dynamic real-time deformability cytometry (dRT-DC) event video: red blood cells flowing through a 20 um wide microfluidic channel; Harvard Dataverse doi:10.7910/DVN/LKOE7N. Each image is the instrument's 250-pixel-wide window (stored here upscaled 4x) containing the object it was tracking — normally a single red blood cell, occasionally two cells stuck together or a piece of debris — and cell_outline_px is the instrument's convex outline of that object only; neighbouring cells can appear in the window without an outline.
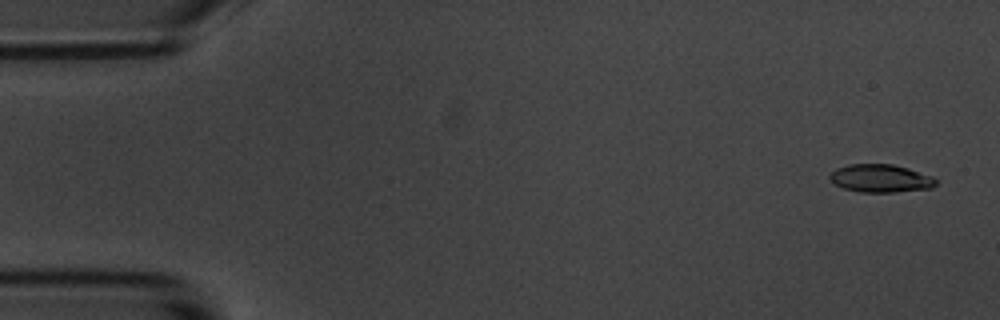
{"species": "common noctule bat (a hibernating species)", "species_latin": "Nyctalus noctula", "temperature_condition": "room temperature", "stored_images_in_passage": 55, "camera_frame_rate_fps": 3000, "um_per_image_px": 0.085, "animal": {"sex": "male", "body_mass_g": 20.1, "forearm_length_mm": 53.5}, "frame": {"image": 1, "passage_image": 2, "time_ms": 0.333, "image_size_px": [1000, 320], "cell_outline_px": [[936, 184], [932, 188], [896, 192], [860, 192], [844, 188], [836, 184], [828, 176], [836, 168], [848, 164], [892, 164], [908, 168], [932, 176], [936, 180]], "centroid_in_image_um": [74.86, 15.16], "position_along_channel_um": 10.1, "area_um2": 17.22}}
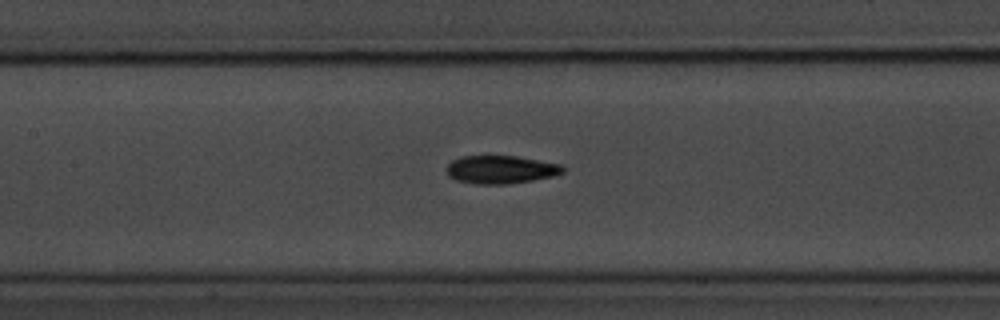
{"frame": {"image": 2, "passage_image": 25, "time_ms": 8.0, "image_size_px": [1000, 320], "cell_outline_px": [[564, 172], [556, 176], [508, 184], [476, 184], [456, 180], [448, 176], [448, 164], [452, 160], [460, 156], [488, 152], [516, 156], [560, 164], [564, 168]], "centroid_in_image_um": [42.53, 14.36], "position_along_channel_um": 164.9, "area_um2": 19.83}}
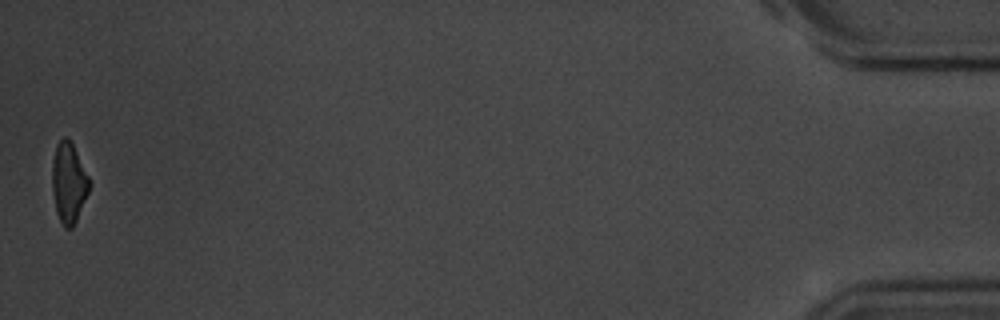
{"frame": {"image": 3, "passage_image": 55, "time_ms": 18.0, "image_size_px": [1000, 320], "cell_outline_px": [[88, 192], [76, 220], [72, 228], [64, 228], [56, 212], [52, 192], [52, 160], [56, 144], [64, 136], [72, 144], [88, 176]], "centroid_in_image_um": [5.8, 15.54], "position_along_channel_um": 429.4, "area_um2": 16.99}, "authors_computed_cell_mechanics": {"area_um2": 18.3226, "velocity_mm_per_s": 3.6002, "shape_relaxation_time_tau1_ms": 3.6847, "shape_relaxation_time_tau2_ms": 5.5278, "deformation_change_tau1": 0.1454, "deformation_change_tau2": 0.1285}}